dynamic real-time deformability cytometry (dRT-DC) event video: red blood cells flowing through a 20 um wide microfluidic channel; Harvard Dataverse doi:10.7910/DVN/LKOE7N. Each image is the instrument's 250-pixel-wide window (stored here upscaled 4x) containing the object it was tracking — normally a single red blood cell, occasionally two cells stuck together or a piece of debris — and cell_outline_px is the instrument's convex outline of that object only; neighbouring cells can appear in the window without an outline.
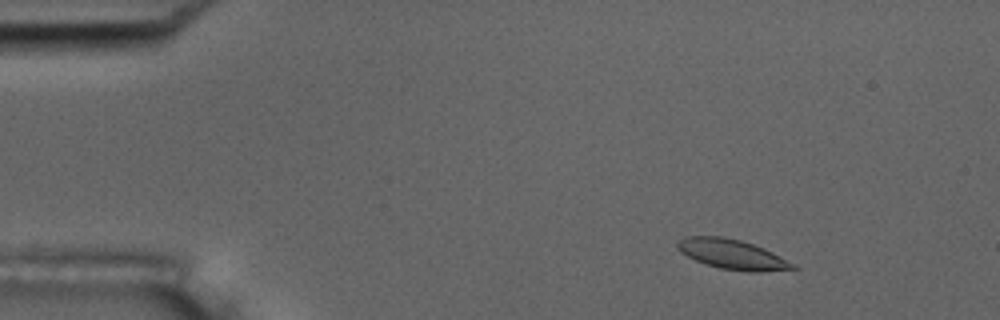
{"species": "common noctule bat (a hibernating species)", "species_latin": "Nyctalus noctula", "temperature_condition": "room temperature", "stored_images_in_passage": 53, "camera_frame_rate_fps": 3000, "um_per_image_px": 0.085, "animal": {"sex": "male", "body_mass_g": 17.5, "forearm_length_mm": 52.3}, "frame": {"image": 1, "passage_image": 6, "time_ms": 1.667, "image_size_px": [1000, 320], "cell_outline_px": [[800, 268], [760, 272], [748, 272], [720, 268], [696, 260], [680, 252], [676, 248], [676, 244], [684, 236], [720, 236], [740, 240], [764, 248], [796, 264]], "centroid_in_image_um": [62.26, 21.62], "position_along_channel_um": 22.7, "area_um2": 20.0}}
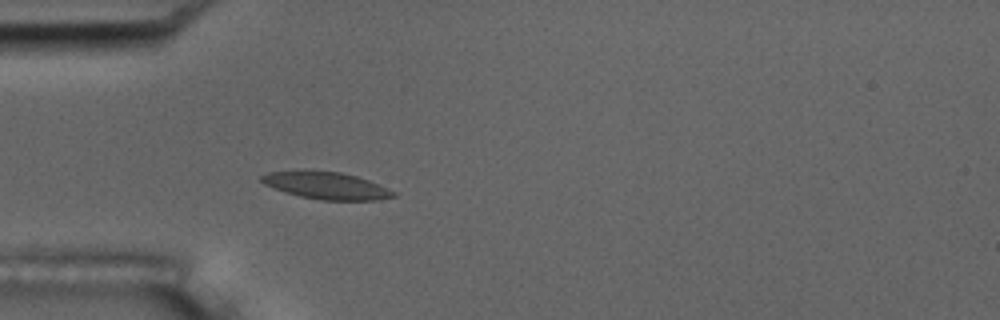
{"frame": {"image": 2, "passage_image": 15, "time_ms": 4.667, "image_size_px": [1000, 320], "cell_outline_px": [[396, 196], [380, 200], [320, 200], [300, 196], [284, 192], [264, 184], [260, 180], [260, 176], [268, 172], [304, 168], [312, 168], [340, 172], [356, 176], [368, 180], [388, 188], [396, 192]], "centroid_in_image_um": [27.68, 15.73], "position_along_channel_um": 57.3, "area_um2": 21.56}}
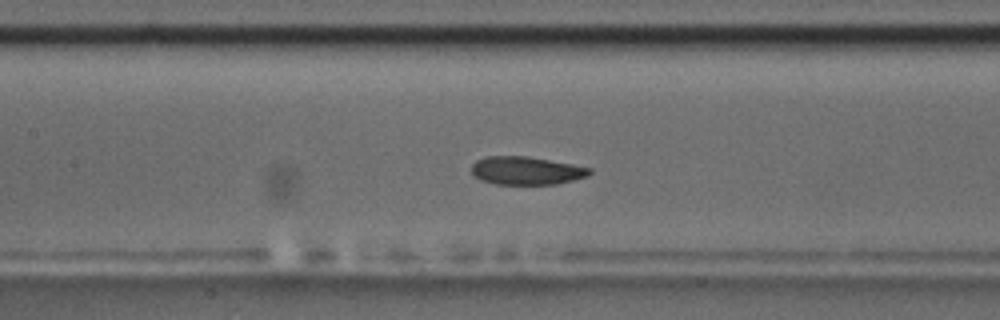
{"frame": {"image": 3, "passage_image": 24, "time_ms": 7.667, "image_size_px": [1000, 320], "cell_outline_px": [[592, 172], [588, 176], [556, 184], [496, 184], [480, 180], [472, 176], [472, 164], [476, 160], [484, 156], [528, 156], [572, 164], [592, 168]], "centroid_in_image_um": [44.71, 14.5], "position_along_channel_um": 162.7, "area_um2": 19.48}, "authors_computed_cell_mechanics": {"area_um2": 19.9988, "velocity_mm_per_s": 3.6739, "shape_relaxation_time_tau1_ms": 4.5972, "shape_relaxation_time_tau2_ms": 8.0423, "deformation_change_tau1": 0.0887, "deformation_change_tau2": 0.1398}}